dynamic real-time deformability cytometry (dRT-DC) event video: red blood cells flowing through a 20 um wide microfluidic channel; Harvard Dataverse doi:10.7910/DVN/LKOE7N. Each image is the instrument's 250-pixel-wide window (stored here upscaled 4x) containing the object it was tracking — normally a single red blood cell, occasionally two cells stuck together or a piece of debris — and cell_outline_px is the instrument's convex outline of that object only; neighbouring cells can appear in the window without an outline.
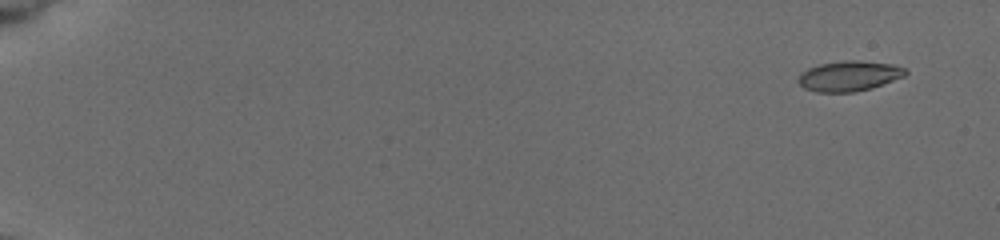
{"species": "common noctule bat (a hibernating species)", "species_latin": "Nyctalus noctula", "temperature_condition": "cold", "stored_images_in_passage": 9, "camera_frame_rate_fps": 3000, "um_per_image_px": 0.085, "animal": {"sex": "female", "body_mass_g": 19.5, "forearm_length_mm": 54.1}, "frame": {"image": 1, "passage_image": 1, "time_ms": 0.0, "image_size_px": [1000, 240], "cell_outline_px": [[908, 72], [904, 76], [872, 88], [852, 92], [816, 92], [804, 88], [796, 80], [800, 72], [808, 68], [820, 64], [844, 60], [856, 60], [892, 64], [904, 68]], "centroid_in_image_um": [72.13, 6.46], "position_along_channel_um": 12.9, "area_um2": 18.9}}